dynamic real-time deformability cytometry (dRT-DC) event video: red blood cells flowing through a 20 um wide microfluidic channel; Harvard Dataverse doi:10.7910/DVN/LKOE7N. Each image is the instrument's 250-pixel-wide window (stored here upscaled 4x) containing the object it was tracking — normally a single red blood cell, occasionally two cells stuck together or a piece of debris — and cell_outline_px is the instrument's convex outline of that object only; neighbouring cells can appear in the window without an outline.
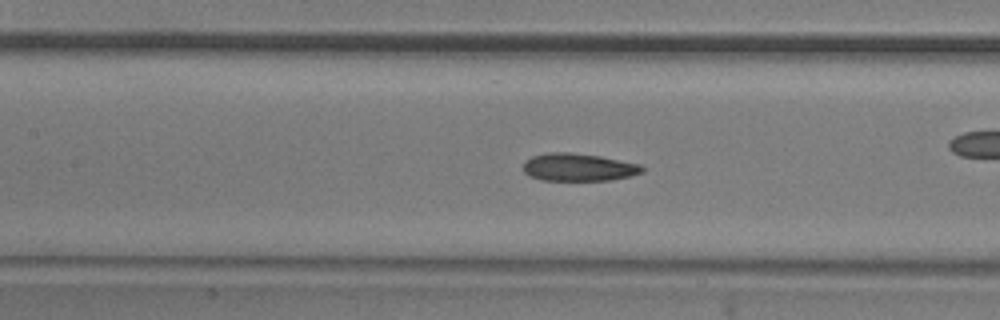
{"species": "common noctule bat (a hibernating species)", "species_latin": "Nyctalus noctula", "temperature_condition": "room temperature", "stored_images_in_passage": 52, "camera_frame_rate_fps": 3000, "um_per_image_px": 0.085, "animal": {"sex": "male", "body_mass_g": 20.5, "forearm_length_mm": 52.5}, "frame": {"image": 1, "passage_image": 23, "time_ms": 7.333, "image_size_px": [1000, 320], "cell_outline_px": [[644, 172], [632, 176], [612, 180], [540, 180], [528, 176], [524, 172], [524, 160], [532, 156], [548, 152], [568, 152], [600, 156], [640, 164], [644, 168]], "centroid_in_image_um": [49.17, 14.22], "position_along_channel_um": 158.2, "area_um2": 19.36}}